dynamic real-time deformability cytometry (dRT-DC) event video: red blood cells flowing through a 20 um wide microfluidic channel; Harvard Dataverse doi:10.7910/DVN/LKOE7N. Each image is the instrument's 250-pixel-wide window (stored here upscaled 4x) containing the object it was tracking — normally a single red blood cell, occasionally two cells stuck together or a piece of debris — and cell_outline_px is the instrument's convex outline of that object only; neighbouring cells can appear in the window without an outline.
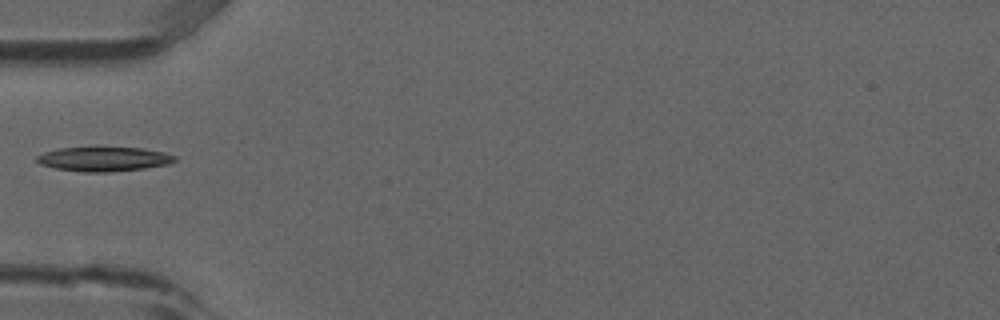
{"species": "common noctule bat (a hibernating species)", "species_latin": "Nyctalus noctula", "temperature_condition": "room temperature", "stored_images_in_passage": 1, "camera_frame_rate_fps": 3000, "um_per_image_px": 0.085, "animal": {"sex": "male", "forearm_length_mm": 52.5}, "frame": {"image": 1, "passage_image": 1, "time_ms": 0.0, "image_size_px": [1000, 320], "cell_outline_px": [[176, 160], [168, 164], [144, 168], [108, 172], [84, 172], [56, 168], [40, 164], [36, 160], [36, 156], [44, 152], [56, 148], [140, 148], [164, 152], [176, 156]], "centroid_in_image_um": [8.81, 13.52], "position_along_channel_um": 76.2, "area_um2": 19.36}}